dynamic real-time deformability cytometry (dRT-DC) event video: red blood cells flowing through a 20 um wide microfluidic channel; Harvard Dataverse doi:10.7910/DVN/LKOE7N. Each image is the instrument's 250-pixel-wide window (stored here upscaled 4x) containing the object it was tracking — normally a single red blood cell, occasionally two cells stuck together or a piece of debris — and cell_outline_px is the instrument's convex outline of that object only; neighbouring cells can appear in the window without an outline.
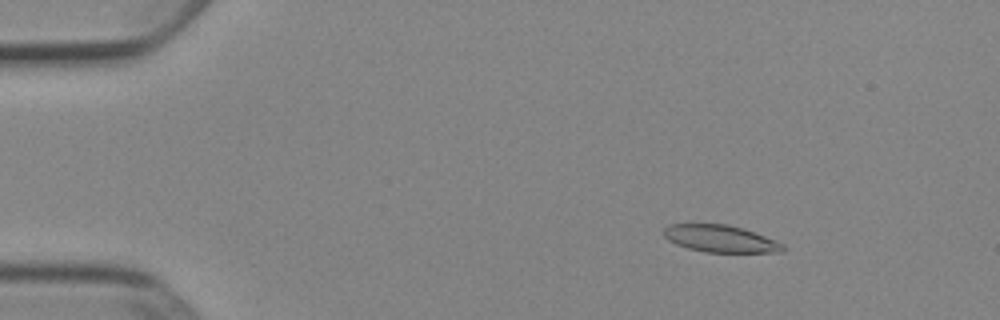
{"species": "Egyptian fruit bat (a non-hibernating species)", "species_latin": "Rousettus aegyptiacus", "temperature_condition": "cold", "stored_images_in_passage": 53, "camera_frame_rate_fps": 3000, "um_per_image_px": 0.085, "animal": {"sex": "female"}, "frame": {"image": 1, "passage_image": 8, "time_ms": 2.333, "image_size_px": [1000, 320], "cell_outline_px": [[784, 252], [704, 252], [688, 248], [676, 244], [668, 240], [664, 236], [664, 228], [668, 224], [728, 224], [744, 228], [784, 244]], "centroid_in_image_um": [61.22, 20.28], "position_along_channel_um": 23.8, "area_um2": 18.79}}
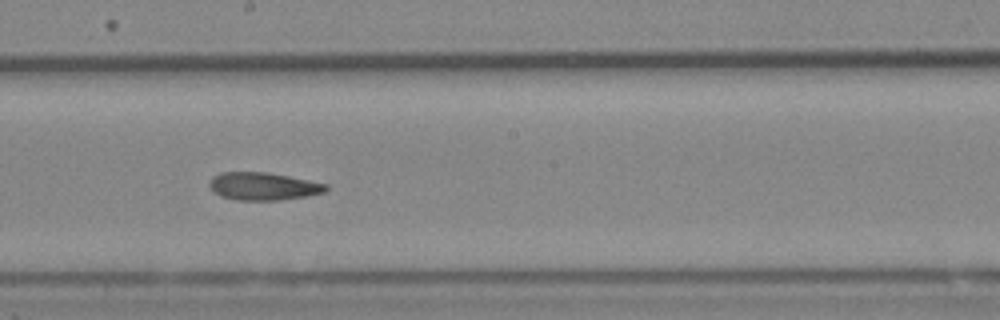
{"frame": {"image": 2, "passage_image": 30, "time_ms": 9.667, "image_size_px": [1000, 320], "cell_outline_px": [[328, 188], [324, 192], [308, 196], [280, 200], [236, 200], [220, 196], [208, 184], [208, 180], [212, 176], [220, 172], [264, 172], [288, 176], [328, 184]], "centroid_in_image_um": [22.36, 15.83], "position_along_channel_um": 225.8, "area_um2": 18.84}}
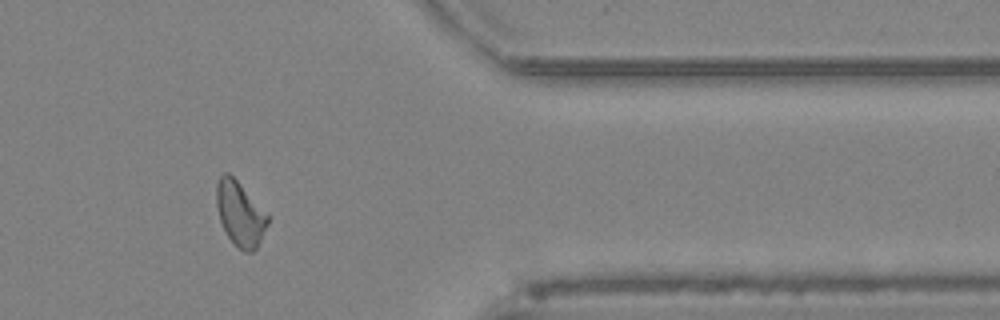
{"frame": {"image": 3, "passage_image": 44, "time_ms": 14.333, "image_size_px": [1000, 320], "cell_outline_px": [[268, 224], [256, 248], [252, 252], [244, 252], [228, 236], [220, 220], [216, 204], [216, 184], [220, 176], [224, 172], [228, 172], [268, 212]], "centroid_in_image_um": [20.41, 18.14], "position_along_channel_um": 391.0, "area_um2": 19.07}, "authors_computed_cell_mechanics": {"area_um2": 19.363, "velocity_mm_per_s": 3.9026, "shape_relaxation_time_tau1_ms": 6.1915, "shape_relaxation_time_tau2_ms": 4.8761, "deformation_change_tau1": 0.1623, "deformation_change_tau2": 0.1296}}